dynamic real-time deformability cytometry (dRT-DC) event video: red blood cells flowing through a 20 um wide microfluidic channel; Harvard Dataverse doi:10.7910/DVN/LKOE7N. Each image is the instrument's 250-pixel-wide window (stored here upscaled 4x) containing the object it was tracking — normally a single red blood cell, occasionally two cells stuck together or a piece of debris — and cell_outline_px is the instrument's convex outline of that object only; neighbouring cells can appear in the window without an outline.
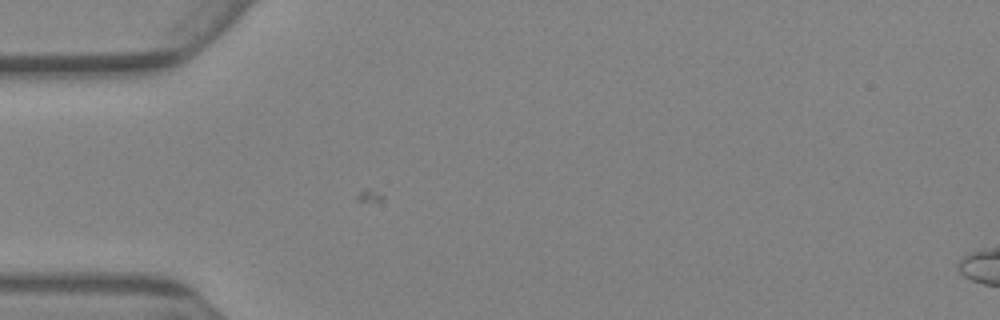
{"species": "Egyptian fruit bat (a non-hibernating species)", "species_latin": "Rousettus aegyptiacus", "temperature_condition": "warm", "stored_images_in_passage": 2, "camera_frame_rate_fps": 3000, "um_per_image_px": 0.085, "animal": {"sex": "female"}, "frame": {"image": 1, "passage_image": 1, "time_ms": 0.0, "image_size_px": [1000, 320], "cell_outline_px": [[284, 284], [268, 284], [256, 280], [248, 276], [192, 228], [204, 224], [212, 224], [232, 236], [268, 268]], "centroid_in_image_um": [20.16, 21.58], "position_along_channel_um": 64.8, "area_um2": 12.08}}